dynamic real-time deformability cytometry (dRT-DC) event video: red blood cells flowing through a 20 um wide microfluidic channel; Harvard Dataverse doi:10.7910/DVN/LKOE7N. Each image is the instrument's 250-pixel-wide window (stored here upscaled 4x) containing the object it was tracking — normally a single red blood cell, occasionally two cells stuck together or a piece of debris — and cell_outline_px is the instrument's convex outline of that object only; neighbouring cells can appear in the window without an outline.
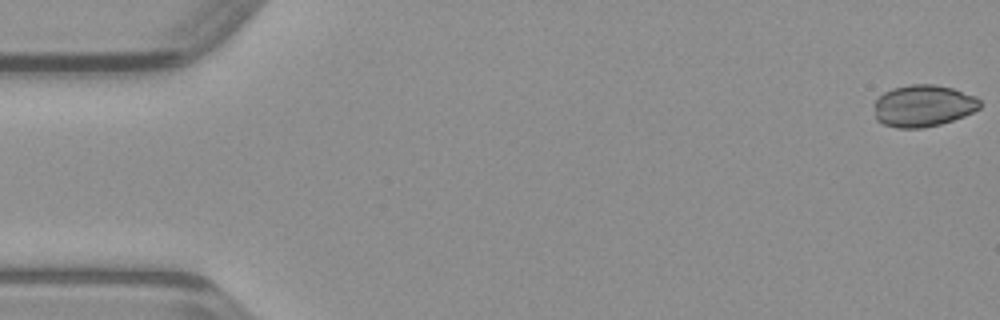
{"species": "common noctule bat (a hibernating species)", "species_latin": "Nyctalus noctula", "temperature_condition": "warm", "stored_images_in_passage": 48, "camera_frame_rate_fps": 3000, "um_per_image_px": 0.085, "animal": {"sex": "male", "body_mass_g": 23.1, "forearm_length_mm": 52.7}, "frame": {"image": 1, "passage_image": 1, "time_ms": 0.0, "image_size_px": [1000, 320], "cell_outline_px": [[980, 108], [964, 116], [940, 124], [924, 128], [896, 128], [884, 124], [876, 120], [872, 104], [884, 92], [892, 88], [908, 84], [936, 84], [952, 88], [976, 96], [980, 100]], "centroid_in_image_um": [78.44, 8.99], "position_along_channel_um": 6.6, "area_um2": 26.07}}
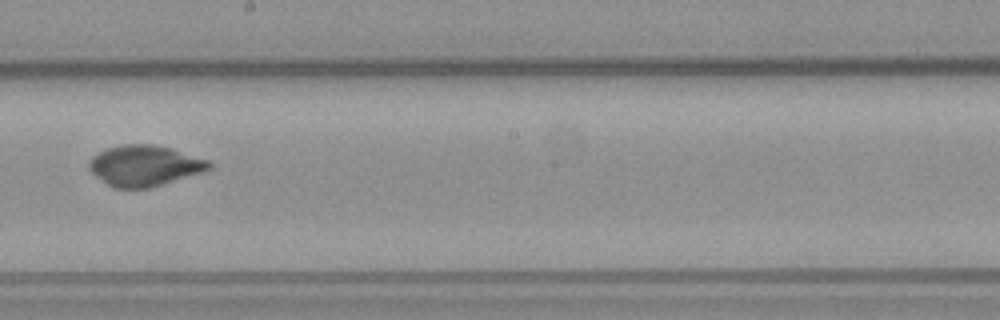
{"frame": {"image": 2, "passage_image": 27, "time_ms": 8.667, "image_size_px": [1000, 320], "cell_outline_px": [[212, 168], [204, 172], [148, 188], [116, 188], [108, 184], [96, 176], [88, 168], [88, 164], [92, 156], [108, 148], [124, 144], [156, 144], [172, 148], [208, 160], [212, 164]], "centroid_in_image_um": [12.31, 14.07], "position_along_channel_um": 235.9, "area_um2": 28.44}}
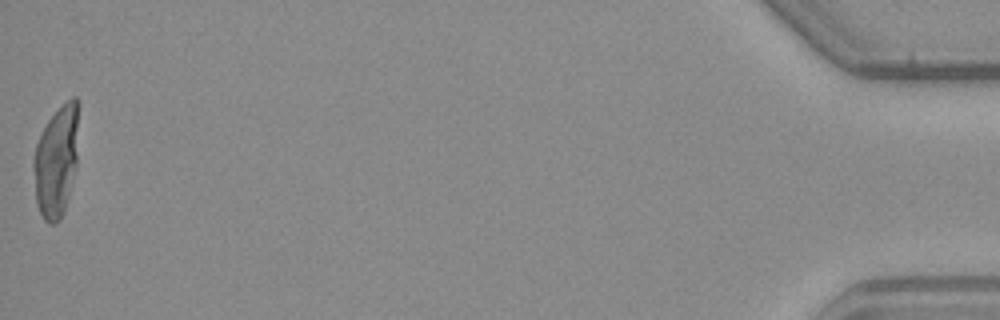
{"frame": {"image": 3, "passage_image": 48, "time_ms": 15.667, "image_size_px": [1000, 320], "cell_outline_px": [[80, 104], [76, 164], [68, 196], [60, 220], [56, 224], [48, 224], [44, 220], [36, 204], [32, 168], [32, 160], [36, 144], [48, 120], [72, 96], [76, 96]], "centroid_in_image_um": [4.78, 13.68], "position_along_channel_um": 430.4, "area_um2": 29.48}}